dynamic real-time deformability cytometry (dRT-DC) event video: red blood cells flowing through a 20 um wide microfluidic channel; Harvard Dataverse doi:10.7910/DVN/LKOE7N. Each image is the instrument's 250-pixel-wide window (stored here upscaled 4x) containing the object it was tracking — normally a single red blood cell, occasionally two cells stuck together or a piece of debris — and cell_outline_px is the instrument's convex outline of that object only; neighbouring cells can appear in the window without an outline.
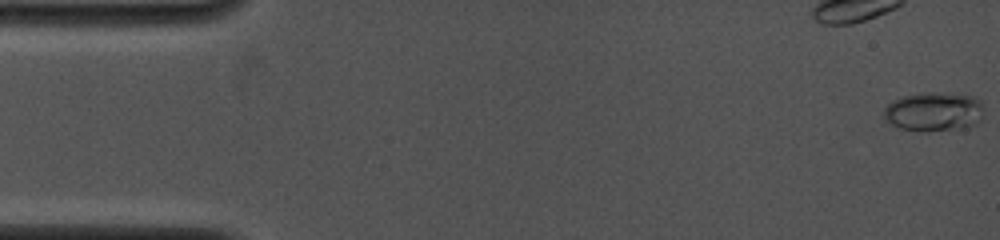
{"species": "common noctule bat (a hibernating species)", "species_latin": "Nyctalus noctula", "temperature_condition": "cold", "stored_images_in_passage": 10, "camera_frame_rate_fps": 4000, "um_per_image_px": 0.085, "animal": {"sex": "female", "body_mass_g": 19.0, "forearm_length_mm": 53.3}, "frame": {"image": 1, "passage_image": 1, "time_ms": 0.0, "image_size_px": [1000, 240], "cell_outline_px": [[980, 120], [976, 124], [964, 128], [924, 132], [900, 128], [884, 120], [884, 108], [892, 100], [904, 96], [928, 92], [932, 92], [972, 96], [980, 100]], "centroid_in_image_um": [79.32, 9.51], "position_along_channel_um": 5.7, "area_um2": 22.6}}
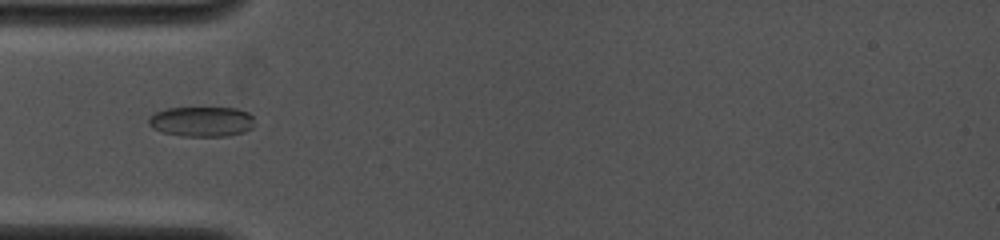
{"frame": {"image": 2, "passage_image": 9, "time_ms": 4.75, "image_size_px": [1000, 240], "cell_outline_px": [[252, 128], [244, 132], [228, 136], [180, 136], [160, 132], [152, 128], [148, 124], [148, 116], [156, 112], [168, 108], [236, 108], [248, 112], [252, 116]], "centroid_in_image_um": [17.1, 10.34], "position_along_channel_um": 67.9, "area_um2": 18.67}}